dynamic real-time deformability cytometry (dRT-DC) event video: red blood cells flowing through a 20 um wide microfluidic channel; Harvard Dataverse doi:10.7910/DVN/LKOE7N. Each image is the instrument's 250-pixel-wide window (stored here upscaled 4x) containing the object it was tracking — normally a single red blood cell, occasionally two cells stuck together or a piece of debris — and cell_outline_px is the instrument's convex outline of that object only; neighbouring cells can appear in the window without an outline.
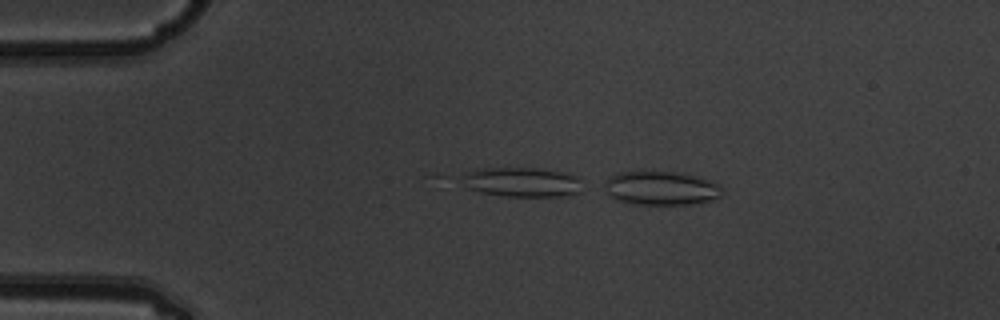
{"species": "common noctule bat (a hibernating species)", "species_latin": "Nyctalus noctula", "temperature_condition": "warm", "stored_images_in_passage": 11, "camera_frame_rate_fps": 3000, "um_per_image_px": 0.085, "animal": {"sex": "male", "body_mass_g": 19.5, "forearm_length_mm": 54.6}, "frame": {"image": 1, "passage_image": 3, "time_ms": 0.667, "image_size_px": [1000, 320], "cell_outline_px": [[724, 192], [720, 196], [712, 200], [688, 204], [636, 204], [616, 200], [604, 188], [604, 184], [616, 172], [676, 172], [700, 176], [712, 180], [720, 184], [724, 188]], "centroid_in_image_um": [56.27, 15.99], "position_along_channel_um": 28.7, "area_um2": 23.24}}
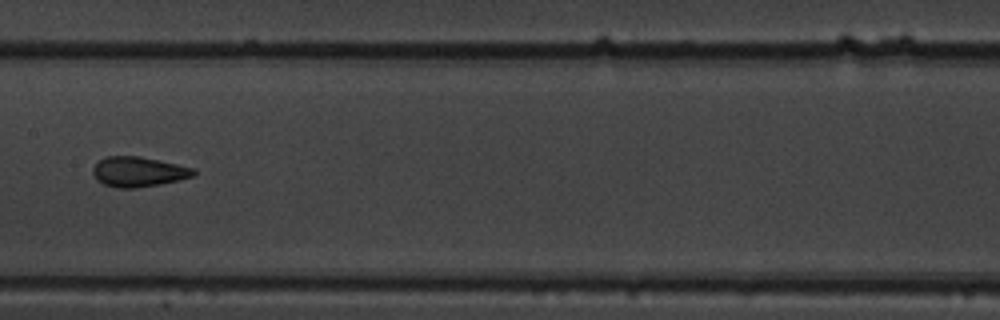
{"frame": {"image": 2, "passage_image": 8, "time_ms": 2.333, "image_size_px": [1000, 320], "cell_outline_px": [[196, 172], [192, 176], [180, 180], [160, 184], [136, 188], [120, 188], [104, 184], [96, 180], [92, 172], [92, 168], [104, 156], [140, 156], [196, 168]], "centroid_in_image_um": [11.77, 14.59], "position_along_channel_um": 195.6, "area_um2": 17.69}}
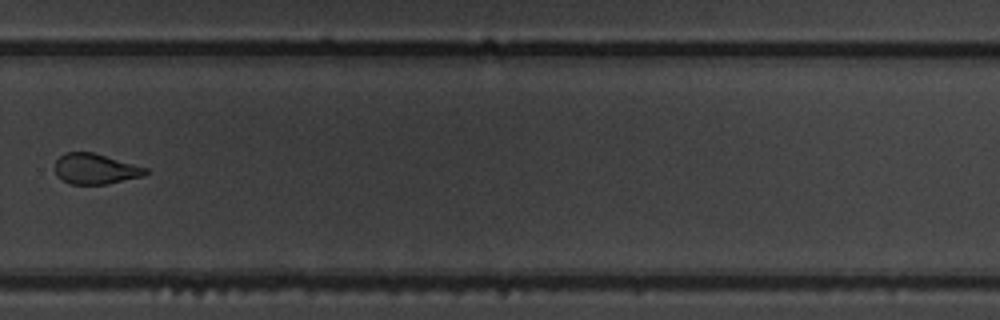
{"frame": {"image": 3, "passage_image": 11, "time_ms": 3.333, "image_size_px": [1000, 320], "cell_outline_px": [[148, 172], [144, 176], [104, 184], [72, 184], [56, 176], [56, 160], [64, 152], [92, 152], [148, 168]], "centroid_in_image_um": [8.11, 14.35], "position_along_channel_um": 321.7, "area_um2": 15.9}}